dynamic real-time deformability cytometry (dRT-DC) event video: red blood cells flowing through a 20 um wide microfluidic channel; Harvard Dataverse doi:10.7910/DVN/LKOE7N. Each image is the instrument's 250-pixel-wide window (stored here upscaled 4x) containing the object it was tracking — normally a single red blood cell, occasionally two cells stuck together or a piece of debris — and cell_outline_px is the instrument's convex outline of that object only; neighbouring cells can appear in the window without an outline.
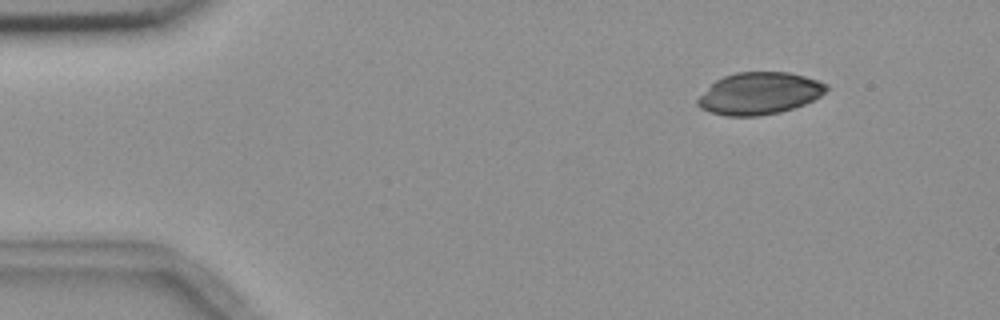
{"species": "common noctule bat (a hibernating species)", "species_latin": "Nyctalus noctula", "temperature_condition": "room temperature", "stored_images_in_passage": 6, "camera_frame_rate_fps": 3000, "um_per_image_px": 0.085, "animal": {"sex": "female", "body_mass_g": 18.4}, "frame": {"image": 1, "passage_image": 1, "time_ms": 0.0, "image_size_px": [1000, 320], "cell_outline_px": [[828, 88], [820, 96], [804, 104], [780, 112], [756, 116], [724, 116], [708, 112], [700, 108], [696, 104], [696, 100], [716, 80], [724, 76], [736, 72], [788, 72], [804, 76], [828, 84]], "centroid_in_image_um": [64.52, 7.95], "position_along_channel_um": 20.5, "area_um2": 31.39}}
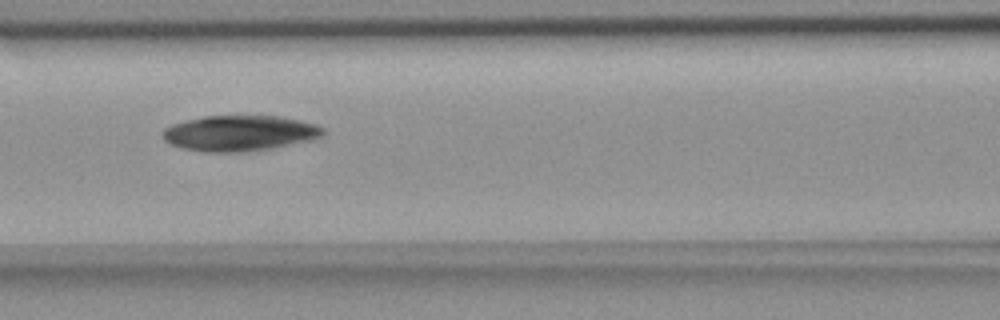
{"frame": {"image": 2, "passage_image": 6, "time_ms": 5.667, "image_size_px": [1000, 320], "cell_outline_px": [[324, 132], [320, 136], [312, 140], [268, 148], [244, 152], [204, 152], [180, 148], [164, 140], [160, 132], [164, 128], [172, 124], [204, 116], [276, 116], [300, 120], [316, 124], [324, 128]], "centroid_in_image_um": [20.32, 11.32], "position_along_channel_um": 146.3, "area_um2": 33.18}}